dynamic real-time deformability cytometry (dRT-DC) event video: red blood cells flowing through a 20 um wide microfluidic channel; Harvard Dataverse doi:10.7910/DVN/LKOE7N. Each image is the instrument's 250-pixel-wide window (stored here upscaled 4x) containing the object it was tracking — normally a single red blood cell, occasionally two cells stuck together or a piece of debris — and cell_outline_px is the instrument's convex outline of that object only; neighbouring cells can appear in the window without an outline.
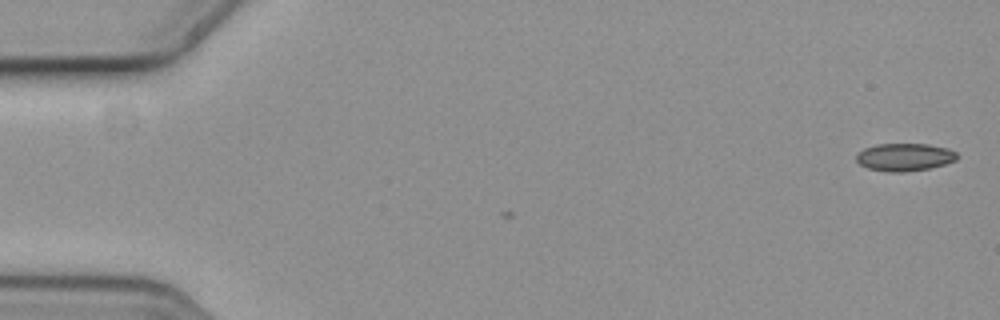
{"species": "common noctule bat (a hibernating species)", "species_latin": "Nyctalus noctula", "temperature_condition": "cold", "stored_images_in_passage": 2, "camera_frame_rate_fps": 3000, "um_per_image_px": 0.085, "animal": {"sex": "female", "body_mass_g": 19.3, "forearm_length_mm": 54.1}, "frame": {"image": 1, "passage_image": 1, "time_ms": 0.0, "image_size_px": [1000, 320], "cell_outline_px": [[956, 160], [944, 164], [928, 168], [904, 172], [888, 172], [868, 168], [860, 164], [856, 160], [856, 152], [864, 148], [876, 144], [928, 144], [948, 148], [956, 152]], "centroid_in_image_um": [76.85, 13.34], "position_along_channel_um": 8.2, "area_um2": 16.24}}